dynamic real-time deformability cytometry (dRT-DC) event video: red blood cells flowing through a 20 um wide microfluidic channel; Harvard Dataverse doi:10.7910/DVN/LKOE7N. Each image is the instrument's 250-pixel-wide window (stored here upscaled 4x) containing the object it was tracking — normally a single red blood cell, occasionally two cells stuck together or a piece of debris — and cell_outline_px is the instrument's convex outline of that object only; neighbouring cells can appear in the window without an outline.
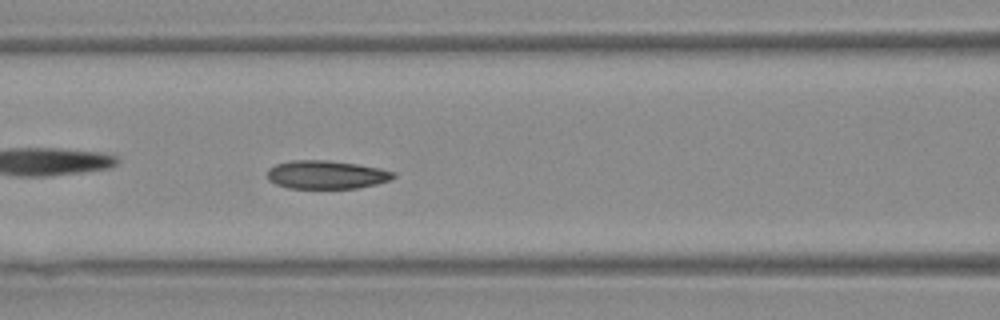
{"species": "Egyptian fruit bat (a non-hibernating species)", "species_latin": "Rousettus aegyptiacus", "temperature_condition": "warm", "stored_images_in_passage": 34, "camera_frame_rate_fps": 3000, "um_per_image_px": 0.085, "animal": {"sex": "female"}, "frame": {"image": 1, "passage_image": 10, "time_ms": 3.0, "image_size_px": [1000, 320], "cell_outline_px": [[396, 176], [388, 180], [376, 184], [356, 188], [288, 188], [276, 184], [268, 180], [268, 168], [276, 164], [292, 160], [328, 160], [356, 164], [380, 168], [396, 172]], "centroid_in_image_um": [27.73, 14.84], "position_along_channel_um": 138.9, "area_um2": 20.81}}
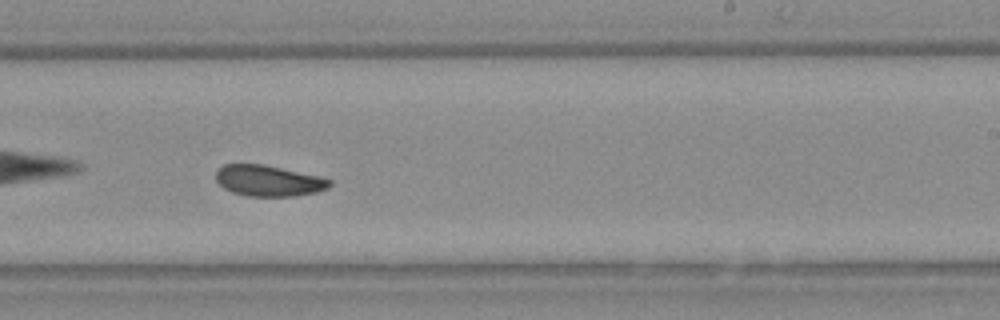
{"frame": {"image": 2, "passage_image": 20, "time_ms": 6.333, "image_size_px": [1000, 320], "cell_outline_px": [[332, 184], [328, 188], [316, 192], [296, 196], [248, 196], [232, 192], [224, 188], [216, 180], [216, 172], [224, 164], [264, 164], [320, 176], [332, 180]], "centroid_in_image_um": [22.85, 15.36], "position_along_channel_um": 266.1, "area_um2": 20.58}, "authors_computed_cell_mechanics": {"area_um2": 21.097, "velocity_mm_per_s": 3.8455, "shape_relaxation_time_tau1_ms": 4.2597, "shape_relaxation_time_tau2_ms": 8.0403, "deformation_change_tau1": 0.1019, "deformation_change_tau2": 0.1037}}